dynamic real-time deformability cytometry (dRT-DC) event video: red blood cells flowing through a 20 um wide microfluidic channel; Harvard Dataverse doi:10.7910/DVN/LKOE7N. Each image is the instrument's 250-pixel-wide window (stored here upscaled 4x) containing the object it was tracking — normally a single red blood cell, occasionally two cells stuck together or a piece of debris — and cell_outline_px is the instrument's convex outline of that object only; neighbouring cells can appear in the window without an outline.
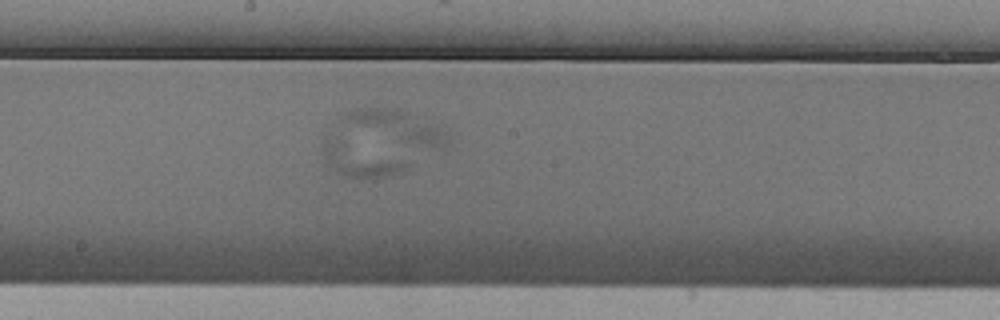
{"species": "Egyptian fruit bat (a non-hibernating species)", "species_latin": "Rousettus aegyptiacus", "temperature_condition": "cold", "stored_images_in_passage": 38, "camera_frame_rate_fps": 3000, "um_per_image_px": 0.085, "animal": {"sex": "male"}, "frame": {"image": 1, "passage_image": 12, "time_ms": 3.667, "image_size_px": [1000, 320], "cell_outline_px": [[412, 164], [396, 172], [384, 176], [348, 176], [336, 172], [328, 168], [324, 164], [320, 148], [320, 136], [336, 136]], "centroid_in_image_um": [30.35, 13.5], "position_along_channel_um": 217.8, "area_um2": 16.42}}
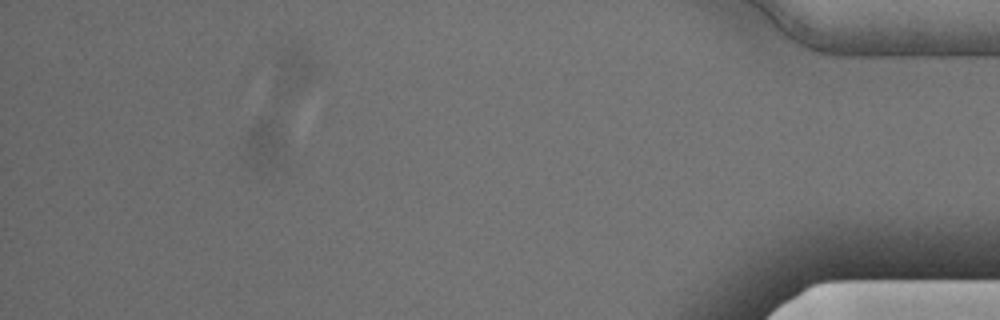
{"frame": {"image": 2, "passage_image": 33, "time_ms": 10.667, "image_size_px": [1000, 320], "cell_outline_px": [[284, 144], [276, 168], [256, 172], [248, 164], [244, 144], [248, 128], [260, 120], [276, 112], [284, 140]], "centroid_in_image_um": [22.47, 12.22], "position_along_channel_um": 412.7, "area_um2": 12.37}}